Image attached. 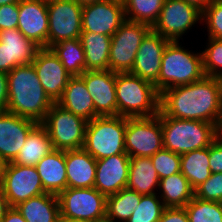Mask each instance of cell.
Returning <instances> with one entry per match:
<instances>
[{
    "label": "cell",
    "instance_id": "6da1fadb",
    "mask_svg": "<svg viewBox=\"0 0 222 222\" xmlns=\"http://www.w3.org/2000/svg\"><path fill=\"white\" fill-rule=\"evenodd\" d=\"M222 109V80L204 76L160 93V110L168 117L216 124Z\"/></svg>",
    "mask_w": 222,
    "mask_h": 222
},
{
    "label": "cell",
    "instance_id": "7a4b0ae2",
    "mask_svg": "<svg viewBox=\"0 0 222 222\" xmlns=\"http://www.w3.org/2000/svg\"><path fill=\"white\" fill-rule=\"evenodd\" d=\"M7 79V111L41 123L54 102L44 91L33 64L15 67Z\"/></svg>",
    "mask_w": 222,
    "mask_h": 222
},
{
    "label": "cell",
    "instance_id": "3957f363",
    "mask_svg": "<svg viewBox=\"0 0 222 222\" xmlns=\"http://www.w3.org/2000/svg\"><path fill=\"white\" fill-rule=\"evenodd\" d=\"M117 116L152 117L160 111V93L151 82L129 72L116 73Z\"/></svg>",
    "mask_w": 222,
    "mask_h": 222
},
{
    "label": "cell",
    "instance_id": "277c9868",
    "mask_svg": "<svg viewBox=\"0 0 222 222\" xmlns=\"http://www.w3.org/2000/svg\"><path fill=\"white\" fill-rule=\"evenodd\" d=\"M180 41H170L162 55L158 92L187 85L205 76L202 52H191Z\"/></svg>",
    "mask_w": 222,
    "mask_h": 222
},
{
    "label": "cell",
    "instance_id": "5b68a950",
    "mask_svg": "<svg viewBox=\"0 0 222 222\" xmlns=\"http://www.w3.org/2000/svg\"><path fill=\"white\" fill-rule=\"evenodd\" d=\"M163 146L177 154L209 147L216 139V124L166 116L161 111Z\"/></svg>",
    "mask_w": 222,
    "mask_h": 222
},
{
    "label": "cell",
    "instance_id": "8992f818",
    "mask_svg": "<svg viewBox=\"0 0 222 222\" xmlns=\"http://www.w3.org/2000/svg\"><path fill=\"white\" fill-rule=\"evenodd\" d=\"M126 117L98 116L87 122L83 149L94 159L125 153Z\"/></svg>",
    "mask_w": 222,
    "mask_h": 222
},
{
    "label": "cell",
    "instance_id": "52a82bcc",
    "mask_svg": "<svg viewBox=\"0 0 222 222\" xmlns=\"http://www.w3.org/2000/svg\"><path fill=\"white\" fill-rule=\"evenodd\" d=\"M87 122L54 103L41 124L46 128L54 150L83 148Z\"/></svg>",
    "mask_w": 222,
    "mask_h": 222
},
{
    "label": "cell",
    "instance_id": "ba28073f",
    "mask_svg": "<svg viewBox=\"0 0 222 222\" xmlns=\"http://www.w3.org/2000/svg\"><path fill=\"white\" fill-rule=\"evenodd\" d=\"M58 199L61 221L94 222L106 216V196L94 187L66 188Z\"/></svg>",
    "mask_w": 222,
    "mask_h": 222
},
{
    "label": "cell",
    "instance_id": "9c48e42d",
    "mask_svg": "<svg viewBox=\"0 0 222 222\" xmlns=\"http://www.w3.org/2000/svg\"><path fill=\"white\" fill-rule=\"evenodd\" d=\"M125 150L132 157H151L164 148L161 110L152 117H126Z\"/></svg>",
    "mask_w": 222,
    "mask_h": 222
},
{
    "label": "cell",
    "instance_id": "30bf717a",
    "mask_svg": "<svg viewBox=\"0 0 222 222\" xmlns=\"http://www.w3.org/2000/svg\"><path fill=\"white\" fill-rule=\"evenodd\" d=\"M150 30L149 25L125 20L112 35L109 70L115 73L130 72L139 46Z\"/></svg>",
    "mask_w": 222,
    "mask_h": 222
},
{
    "label": "cell",
    "instance_id": "8fae6325",
    "mask_svg": "<svg viewBox=\"0 0 222 222\" xmlns=\"http://www.w3.org/2000/svg\"><path fill=\"white\" fill-rule=\"evenodd\" d=\"M198 22L202 23V11L196 6L183 0H164L159 18L151 29L168 41L176 42Z\"/></svg>",
    "mask_w": 222,
    "mask_h": 222
},
{
    "label": "cell",
    "instance_id": "7c38bea8",
    "mask_svg": "<svg viewBox=\"0 0 222 222\" xmlns=\"http://www.w3.org/2000/svg\"><path fill=\"white\" fill-rule=\"evenodd\" d=\"M82 7L75 0H51L47 2L48 48L63 40L80 38Z\"/></svg>",
    "mask_w": 222,
    "mask_h": 222
},
{
    "label": "cell",
    "instance_id": "4fadbf2b",
    "mask_svg": "<svg viewBox=\"0 0 222 222\" xmlns=\"http://www.w3.org/2000/svg\"><path fill=\"white\" fill-rule=\"evenodd\" d=\"M1 184L10 207L46 193L35 166L6 163Z\"/></svg>",
    "mask_w": 222,
    "mask_h": 222
},
{
    "label": "cell",
    "instance_id": "5bb4252c",
    "mask_svg": "<svg viewBox=\"0 0 222 222\" xmlns=\"http://www.w3.org/2000/svg\"><path fill=\"white\" fill-rule=\"evenodd\" d=\"M125 20L123 0H104L82 7V32L112 37Z\"/></svg>",
    "mask_w": 222,
    "mask_h": 222
},
{
    "label": "cell",
    "instance_id": "9a60e30c",
    "mask_svg": "<svg viewBox=\"0 0 222 222\" xmlns=\"http://www.w3.org/2000/svg\"><path fill=\"white\" fill-rule=\"evenodd\" d=\"M32 64L44 91L56 103L72 76L50 48H40Z\"/></svg>",
    "mask_w": 222,
    "mask_h": 222
},
{
    "label": "cell",
    "instance_id": "2e32d148",
    "mask_svg": "<svg viewBox=\"0 0 222 222\" xmlns=\"http://www.w3.org/2000/svg\"><path fill=\"white\" fill-rule=\"evenodd\" d=\"M169 42L151 29L143 38L129 73L151 82L158 90L162 55Z\"/></svg>",
    "mask_w": 222,
    "mask_h": 222
},
{
    "label": "cell",
    "instance_id": "e0dca14e",
    "mask_svg": "<svg viewBox=\"0 0 222 222\" xmlns=\"http://www.w3.org/2000/svg\"><path fill=\"white\" fill-rule=\"evenodd\" d=\"M38 123L32 119L4 111L0 113V158L6 163L18 156L30 131Z\"/></svg>",
    "mask_w": 222,
    "mask_h": 222
},
{
    "label": "cell",
    "instance_id": "ac0fdd59",
    "mask_svg": "<svg viewBox=\"0 0 222 222\" xmlns=\"http://www.w3.org/2000/svg\"><path fill=\"white\" fill-rule=\"evenodd\" d=\"M17 29L40 48H48L49 18L47 2L20 0Z\"/></svg>",
    "mask_w": 222,
    "mask_h": 222
},
{
    "label": "cell",
    "instance_id": "d6986e66",
    "mask_svg": "<svg viewBox=\"0 0 222 222\" xmlns=\"http://www.w3.org/2000/svg\"><path fill=\"white\" fill-rule=\"evenodd\" d=\"M80 77L91 95L99 116H117L116 73L111 70L85 71Z\"/></svg>",
    "mask_w": 222,
    "mask_h": 222
},
{
    "label": "cell",
    "instance_id": "ffe728a7",
    "mask_svg": "<svg viewBox=\"0 0 222 222\" xmlns=\"http://www.w3.org/2000/svg\"><path fill=\"white\" fill-rule=\"evenodd\" d=\"M130 156L125 152L96 160L94 188L106 197L126 188Z\"/></svg>",
    "mask_w": 222,
    "mask_h": 222
},
{
    "label": "cell",
    "instance_id": "44dd1931",
    "mask_svg": "<svg viewBox=\"0 0 222 222\" xmlns=\"http://www.w3.org/2000/svg\"><path fill=\"white\" fill-rule=\"evenodd\" d=\"M67 188L94 187L96 159L83 148L65 150Z\"/></svg>",
    "mask_w": 222,
    "mask_h": 222
},
{
    "label": "cell",
    "instance_id": "7402d4cb",
    "mask_svg": "<svg viewBox=\"0 0 222 222\" xmlns=\"http://www.w3.org/2000/svg\"><path fill=\"white\" fill-rule=\"evenodd\" d=\"M46 193L59 195L67 188L65 151L53 150L35 165Z\"/></svg>",
    "mask_w": 222,
    "mask_h": 222
},
{
    "label": "cell",
    "instance_id": "603a6c76",
    "mask_svg": "<svg viewBox=\"0 0 222 222\" xmlns=\"http://www.w3.org/2000/svg\"><path fill=\"white\" fill-rule=\"evenodd\" d=\"M56 103L86 121L99 116L95 112L94 102L86 89L85 82L80 76L69 79L62 97Z\"/></svg>",
    "mask_w": 222,
    "mask_h": 222
},
{
    "label": "cell",
    "instance_id": "cb8c5ba5",
    "mask_svg": "<svg viewBox=\"0 0 222 222\" xmlns=\"http://www.w3.org/2000/svg\"><path fill=\"white\" fill-rule=\"evenodd\" d=\"M0 42L7 53V73L19 65L31 64L40 49L17 28L0 30Z\"/></svg>",
    "mask_w": 222,
    "mask_h": 222
},
{
    "label": "cell",
    "instance_id": "d4e9b609",
    "mask_svg": "<svg viewBox=\"0 0 222 222\" xmlns=\"http://www.w3.org/2000/svg\"><path fill=\"white\" fill-rule=\"evenodd\" d=\"M26 222H60L58 195L43 193L15 206Z\"/></svg>",
    "mask_w": 222,
    "mask_h": 222
},
{
    "label": "cell",
    "instance_id": "484cf974",
    "mask_svg": "<svg viewBox=\"0 0 222 222\" xmlns=\"http://www.w3.org/2000/svg\"><path fill=\"white\" fill-rule=\"evenodd\" d=\"M159 182L160 178L150 157L130 158L126 188L134 190L141 195H150L158 192Z\"/></svg>",
    "mask_w": 222,
    "mask_h": 222
},
{
    "label": "cell",
    "instance_id": "4316f807",
    "mask_svg": "<svg viewBox=\"0 0 222 222\" xmlns=\"http://www.w3.org/2000/svg\"><path fill=\"white\" fill-rule=\"evenodd\" d=\"M80 41L85 52L86 71L109 70L111 36L82 32Z\"/></svg>",
    "mask_w": 222,
    "mask_h": 222
},
{
    "label": "cell",
    "instance_id": "83f0119b",
    "mask_svg": "<svg viewBox=\"0 0 222 222\" xmlns=\"http://www.w3.org/2000/svg\"><path fill=\"white\" fill-rule=\"evenodd\" d=\"M53 150V144L46 128L41 123H38L30 131L13 163L23 166H35L42 157Z\"/></svg>",
    "mask_w": 222,
    "mask_h": 222
},
{
    "label": "cell",
    "instance_id": "f1b7e54d",
    "mask_svg": "<svg viewBox=\"0 0 222 222\" xmlns=\"http://www.w3.org/2000/svg\"><path fill=\"white\" fill-rule=\"evenodd\" d=\"M158 190L165 207H185L194 198V189L181 172L160 179Z\"/></svg>",
    "mask_w": 222,
    "mask_h": 222
},
{
    "label": "cell",
    "instance_id": "f546056e",
    "mask_svg": "<svg viewBox=\"0 0 222 222\" xmlns=\"http://www.w3.org/2000/svg\"><path fill=\"white\" fill-rule=\"evenodd\" d=\"M181 173L195 190L212 174L209 166V147L196 149L180 155Z\"/></svg>",
    "mask_w": 222,
    "mask_h": 222
},
{
    "label": "cell",
    "instance_id": "4dcf8cb0",
    "mask_svg": "<svg viewBox=\"0 0 222 222\" xmlns=\"http://www.w3.org/2000/svg\"><path fill=\"white\" fill-rule=\"evenodd\" d=\"M70 76L86 71L85 52L79 38L60 41L50 47Z\"/></svg>",
    "mask_w": 222,
    "mask_h": 222
},
{
    "label": "cell",
    "instance_id": "1f68e13d",
    "mask_svg": "<svg viewBox=\"0 0 222 222\" xmlns=\"http://www.w3.org/2000/svg\"><path fill=\"white\" fill-rule=\"evenodd\" d=\"M141 194L128 188H123L116 194L106 197V216L115 222H125L137 208Z\"/></svg>",
    "mask_w": 222,
    "mask_h": 222
},
{
    "label": "cell",
    "instance_id": "d6a6232c",
    "mask_svg": "<svg viewBox=\"0 0 222 222\" xmlns=\"http://www.w3.org/2000/svg\"><path fill=\"white\" fill-rule=\"evenodd\" d=\"M126 20L149 25L159 18L164 0H123Z\"/></svg>",
    "mask_w": 222,
    "mask_h": 222
},
{
    "label": "cell",
    "instance_id": "836d02e7",
    "mask_svg": "<svg viewBox=\"0 0 222 222\" xmlns=\"http://www.w3.org/2000/svg\"><path fill=\"white\" fill-rule=\"evenodd\" d=\"M189 222H222L220 202L205 201L194 196L185 206Z\"/></svg>",
    "mask_w": 222,
    "mask_h": 222
},
{
    "label": "cell",
    "instance_id": "e575fe53",
    "mask_svg": "<svg viewBox=\"0 0 222 222\" xmlns=\"http://www.w3.org/2000/svg\"><path fill=\"white\" fill-rule=\"evenodd\" d=\"M165 208L157 193L142 195L137 208L125 222H158Z\"/></svg>",
    "mask_w": 222,
    "mask_h": 222
},
{
    "label": "cell",
    "instance_id": "d590c367",
    "mask_svg": "<svg viewBox=\"0 0 222 222\" xmlns=\"http://www.w3.org/2000/svg\"><path fill=\"white\" fill-rule=\"evenodd\" d=\"M206 46L201 51L204 73L206 76L218 77L222 80V39L208 37Z\"/></svg>",
    "mask_w": 222,
    "mask_h": 222
},
{
    "label": "cell",
    "instance_id": "8d00e7d4",
    "mask_svg": "<svg viewBox=\"0 0 222 222\" xmlns=\"http://www.w3.org/2000/svg\"><path fill=\"white\" fill-rule=\"evenodd\" d=\"M150 158L160 179L181 172L180 154L163 148L160 151L156 152Z\"/></svg>",
    "mask_w": 222,
    "mask_h": 222
},
{
    "label": "cell",
    "instance_id": "74e56055",
    "mask_svg": "<svg viewBox=\"0 0 222 222\" xmlns=\"http://www.w3.org/2000/svg\"><path fill=\"white\" fill-rule=\"evenodd\" d=\"M202 22L207 25L208 37L222 39V0L213 1L202 12Z\"/></svg>",
    "mask_w": 222,
    "mask_h": 222
},
{
    "label": "cell",
    "instance_id": "f35d334b",
    "mask_svg": "<svg viewBox=\"0 0 222 222\" xmlns=\"http://www.w3.org/2000/svg\"><path fill=\"white\" fill-rule=\"evenodd\" d=\"M194 196L205 201L220 202L222 199V172L212 173L194 190Z\"/></svg>",
    "mask_w": 222,
    "mask_h": 222
},
{
    "label": "cell",
    "instance_id": "ab89813d",
    "mask_svg": "<svg viewBox=\"0 0 222 222\" xmlns=\"http://www.w3.org/2000/svg\"><path fill=\"white\" fill-rule=\"evenodd\" d=\"M19 3L0 6V30L17 28L19 20Z\"/></svg>",
    "mask_w": 222,
    "mask_h": 222
},
{
    "label": "cell",
    "instance_id": "60d3db41",
    "mask_svg": "<svg viewBox=\"0 0 222 222\" xmlns=\"http://www.w3.org/2000/svg\"><path fill=\"white\" fill-rule=\"evenodd\" d=\"M209 166L212 173L222 172V141L218 139L209 146Z\"/></svg>",
    "mask_w": 222,
    "mask_h": 222
},
{
    "label": "cell",
    "instance_id": "b9f144b4",
    "mask_svg": "<svg viewBox=\"0 0 222 222\" xmlns=\"http://www.w3.org/2000/svg\"><path fill=\"white\" fill-rule=\"evenodd\" d=\"M158 222H189L185 207H166Z\"/></svg>",
    "mask_w": 222,
    "mask_h": 222
},
{
    "label": "cell",
    "instance_id": "7bdbcfd3",
    "mask_svg": "<svg viewBox=\"0 0 222 222\" xmlns=\"http://www.w3.org/2000/svg\"><path fill=\"white\" fill-rule=\"evenodd\" d=\"M8 79L6 72H0V113L7 111Z\"/></svg>",
    "mask_w": 222,
    "mask_h": 222
},
{
    "label": "cell",
    "instance_id": "ee69618b",
    "mask_svg": "<svg viewBox=\"0 0 222 222\" xmlns=\"http://www.w3.org/2000/svg\"><path fill=\"white\" fill-rule=\"evenodd\" d=\"M1 222H26L16 207H10Z\"/></svg>",
    "mask_w": 222,
    "mask_h": 222
},
{
    "label": "cell",
    "instance_id": "f6af8a7d",
    "mask_svg": "<svg viewBox=\"0 0 222 222\" xmlns=\"http://www.w3.org/2000/svg\"><path fill=\"white\" fill-rule=\"evenodd\" d=\"M10 208L8 200L4 194L3 186L0 183V222L4 218L7 210Z\"/></svg>",
    "mask_w": 222,
    "mask_h": 222
},
{
    "label": "cell",
    "instance_id": "bcb514c9",
    "mask_svg": "<svg viewBox=\"0 0 222 222\" xmlns=\"http://www.w3.org/2000/svg\"><path fill=\"white\" fill-rule=\"evenodd\" d=\"M0 72L7 73V53L4 44L0 42Z\"/></svg>",
    "mask_w": 222,
    "mask_h": 222
},
{
    "label": "cell",
    "instance_id": "7dc6e473",
    "mask_svg": "<svg viewBox=\"0 0 222 222\" xmlns=\"http://www.w3.org/2000/svg\"><path fill=\"white\" fill-rule=\"evenodd\" d=\"M191 5L196 6L202 12L214 1V0H183Z\"/></svg>",
    "mask_w": 222,
    "mask_h": 222
},
{
    "label": "cell",
    "instance_id": "c3c4849f",
    "mask_svg": "<svg viewBox=\"0 0 222 222\" xmlns=\"http://www.w3.org/2000/svg\"><path fill=\"white\" fill-rule=\"evenodd\" d=\"M216 139L222 141V109L216 123Z\"/></svg>",
    "mask_w": 222,
    "mask_h": 222
},
{
    "label": "cell",
    "instance_id": "681fc988",
    "mask_svg": "<svg viewBox=\"0 0 222 222\" xmlns=\"http://www.w3.org/2000/svg\"><path fill=\"white\" fill-rule=\"evenodd\" d=\"M77 3H79L80 5L84 6L87 4H92L95 2H99V1H104V0H75Z\"/></svg>",
    "mask_w": 222,
    "mask_h": 222
},
{
    "label": "cell",
    "instance_id": "f907efd6",
    "mask_svg": "<svg viewBox=\"0 0 222 222\" xmlns=\"http://www.w3.org/2000/svg\"><path fill=\"white\" fill-rule=\"evenodd\" d=\"M5 164L6 162L0 158V183L2 182L3 179Z\"/></svg>",
    "mask_w": 222,
    "mask_h": 222
},
{
    "label": "cell",
    "instance_id": "816d5d0a",
    "mask_svg": "<svg viewBox=\"0 0 222 222\" xmlns=\"http://www.w3.org/2000/svg\"><path fill=\"white\" fill-rule=\"evenodd\" d=\"M19 2L20 0H0V6Z\"/></svg>",
    "mask_w": 222,
    "mask_h": 222
},
{
    "label": "cell",
    "instance_id": "f5cc1de1",
    "mask_svg": "<svg viewBox=\"0 0 222 222\" xmlns=\"http://www.w3.org/2000/svg\"><path fill=\"white\" fill-rule=\"evenodd\" d=\"M94 222H115V221L113 219H111V218H108L107 216H104V217H102L100 219H97Z\"/></svg>",
    "mask_w": 222,
    "mask_h": 222
},
{
    "label": "cell",
    "instance_id": "db71d44e",
    "mask_svg": "<svg viewBox=\"0 0 222 222\" xmlns=\"http://www.w3.org/2000/svg\"><path fill=\"white\" fill-rule=\"evenodd\" d=\"M60 222H64V221H60ZM71 222H91V221H82V220H78V221H71Z\"/></svg>",
    "mask_w": 222,
    "mask_h": 222
}]
</instances>
